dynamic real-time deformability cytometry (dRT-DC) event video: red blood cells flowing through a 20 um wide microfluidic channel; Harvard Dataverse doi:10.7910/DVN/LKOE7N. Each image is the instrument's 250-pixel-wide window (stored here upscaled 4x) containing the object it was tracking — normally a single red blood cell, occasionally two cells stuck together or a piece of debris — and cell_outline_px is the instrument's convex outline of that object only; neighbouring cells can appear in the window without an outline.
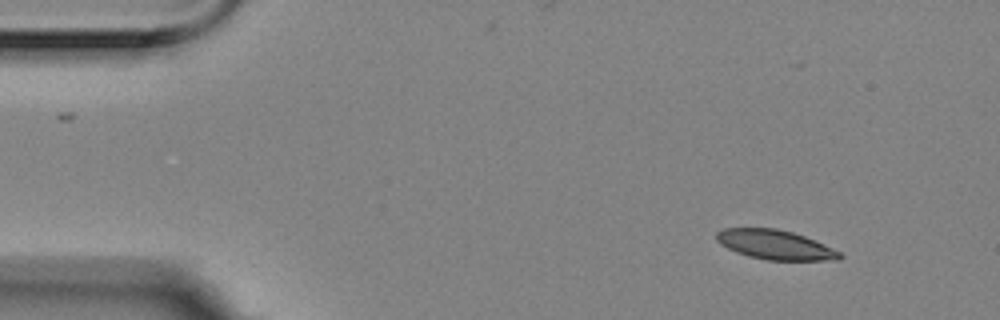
{"species": "Egyptian fruit bat (a non-hibernating species)", "species_latin": "Rousettus aegyptiacus", "temperature_condition": "room temperature", "stored_images_in_passage": 4, "camera_frame_rate_fps": 3000, "um_per_image_px": 0.085, "animal": {"sex": "female"}, "frame": {"image": 1, "passage_image": 1, "time_ms": 0.0, "image_size_px": [1000, 320], "cell_outline_px": [[844, 256], [840, 260], [768, 260], [748, 256], [736, 252], [720, 244], [716, 240], [716, 232], [724, 228], [776, 228], [792, 232], [804, 236], [840, 252]], "centroid_in_image_um": [65.86, 20.8], "position_along_channel_um": 19.1, "area_um2": 21.04}}
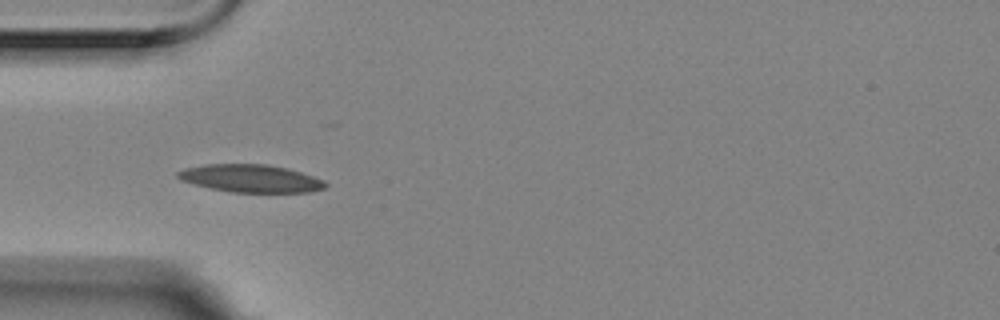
{"frame": {"image": 2, "passage_image": 4, "time_ms": 1.0, "image_size_px": [1000, 320], "cell_outline_px": [[328, 184], [324, 188], [308, 192], [232, 192], [192, 184], [180, 180], [176, 176], [176, 172], [184, 168], [204, 164], [268, 164], [288, 168], [324, 180]], "centroid_in_image_um": [21.27, 15.16], "position_along_channel_um": 63.7, "area_um2": 23.87}}